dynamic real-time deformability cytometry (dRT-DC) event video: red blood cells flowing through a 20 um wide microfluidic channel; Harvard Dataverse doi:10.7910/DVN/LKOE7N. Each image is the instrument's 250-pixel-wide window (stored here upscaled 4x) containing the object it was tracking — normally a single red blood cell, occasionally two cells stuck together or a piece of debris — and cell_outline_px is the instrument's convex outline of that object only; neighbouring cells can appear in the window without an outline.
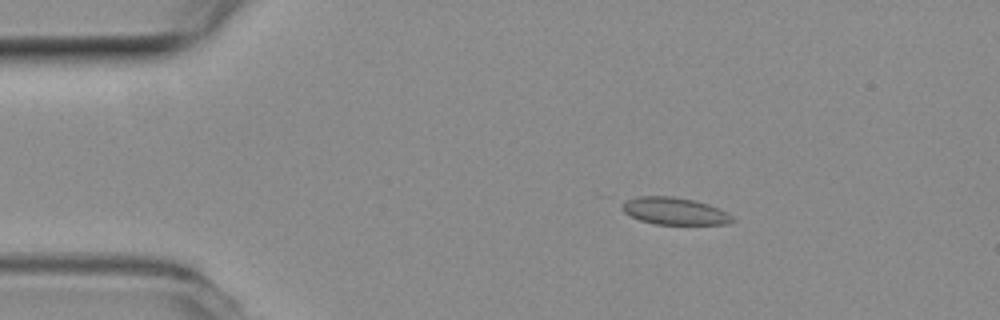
{"species": "common noctule bat (a hibernating species)", "species_latin": "Nyctalus noctula", "temperature_condition": "room temperature", "stored_images_in_passage": 18, "camera_frame_rate_fps": 3000, "um_per_image_px": 0.085, "animal": {"sex": "female", "body_mass_g": 19.3, "forearm_length_mm": 54.1}, "frame": {"image": 1, "passage_image": 8, "time_ms": 2.333, "image_size_px": [1000, 320], "cell_outline_px": [[736, 220], [728, 224], [656, 224], [640, 220], [624, 212], [620, 208], [620, 204], [624, 200], [640, 196], [672, 196], [692, 200], [708, 204], [720, 208], [732, 216]], "centroid_in_image_um": [57.32, 17.94], "position_along_channel_um": 27.7, "area_um2": 17.51}}
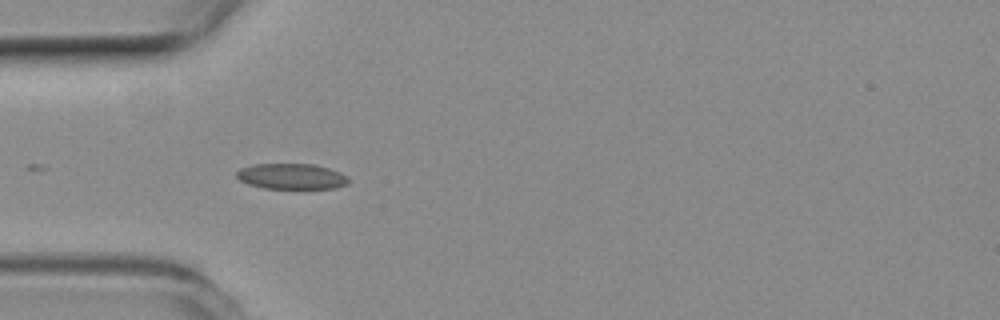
{"frame": {"image": 2, "passage_image": 15, "time_ms": 4.667, "image_size_px": [1000, 320], "cell_outline_px": [[348, 184], [336, 188], [304, 192], [264, 188], [248, 184], [240, 180], [236, 176], [236, 172], [240, 168], [256, 164], [312, 164], [328, 168], [340, 172], [348, 176]], "centroid_in_image_um": [24.83, 15.05], "position_along_channel_um": 60.2, "area_um2": 17.69}}
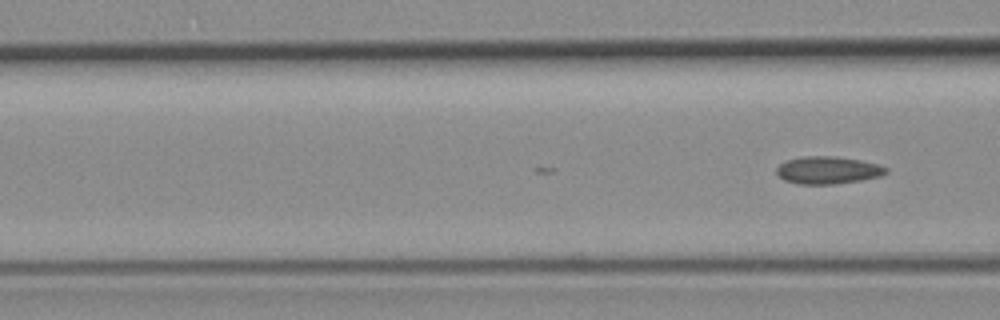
{"frame": {"image": 3, "passage_image": 18, "time_ms": 5.667, "image_size_px": [1000, 320], "cell_outline_px": [[888, 172], [880, 176], [860, 180], [836, 184], [800, 184], [784, 180], [776, 172], [776, 168], [780, 164], [788, 160], [800, 156], [836, 156], [860, 160], [880, 164], [888, 168]], "centroid_in_image_um": [70.39, 14.46], "position_along_channel_um": 96.2, "area_um2": 17.57}}